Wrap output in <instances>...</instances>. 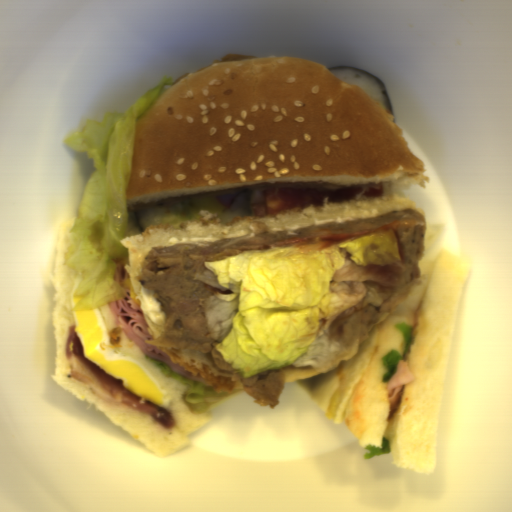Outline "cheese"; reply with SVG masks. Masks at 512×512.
Listing matches in <instances>:
<instances>
[{
    "mask_svg": "<svg viewBox=\"0 0 512 512\" xmlns=\"http://www.w3.org/2000/svg\"><path fill=\"white\" fill-rule=\"evenodd\" d=\"M341 397L342 393L339 392L338 390L333 394L330 401L329 409L326 410L327 419L333 420L336 414L338 413L341 404Z\"/></svg>",
    "mask_w": 512,
    "mask_h": 512,
    "instance_id": "39d9744d",
    "label": "cheese"
}]
</instances>
